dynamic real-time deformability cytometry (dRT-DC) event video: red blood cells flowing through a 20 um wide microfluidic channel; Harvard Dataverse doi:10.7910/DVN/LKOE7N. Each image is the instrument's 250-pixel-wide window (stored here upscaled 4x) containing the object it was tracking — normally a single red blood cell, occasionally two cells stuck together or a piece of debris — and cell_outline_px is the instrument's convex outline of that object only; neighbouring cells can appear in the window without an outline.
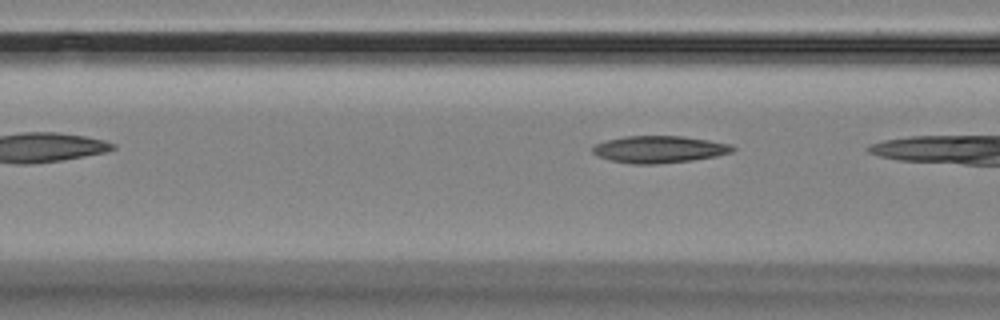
{"species": "Egyptian fruit bat (a non-hibernating species)", "species_latin": "Rousettus aegyptiacus", "temperature_condition": "room temperature", "stored_images_in_passage": 4, "camera_frame_rate_fps": 3000, "um_per_image_px": 0.085, "animal": {"sex": "female"}, "frame": {"image": 1, "passage_image": 4, "time_ms": 4.0, "image_size_px": [1000, 320], "cell_outline_px": [[736, 148], [732, 152], [716, 156], [692, 160], [656, 164], [632, 164], [608, 160], [596, 156], [592, 152], [592, 144], [624, 136], [684, 136], [732, 144]], "centroid_in_image_um": [56.0, 12.69], "position_along_channel_um": 110.6, "area_um2": 22.25}}